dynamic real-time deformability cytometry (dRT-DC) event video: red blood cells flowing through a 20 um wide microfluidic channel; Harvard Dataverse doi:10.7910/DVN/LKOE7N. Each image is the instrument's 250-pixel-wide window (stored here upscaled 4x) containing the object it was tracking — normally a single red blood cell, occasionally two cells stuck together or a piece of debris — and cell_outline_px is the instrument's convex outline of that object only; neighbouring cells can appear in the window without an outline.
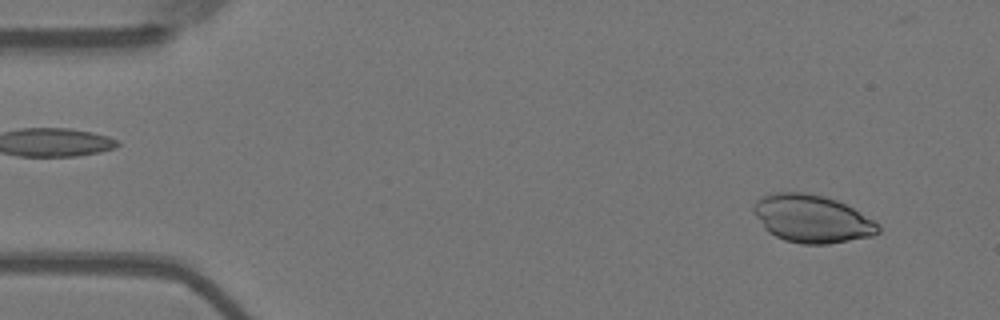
{"species": "Egyptian fruit bat (a non-hibernating species)", "species_latin": "Rousettus aegyptiacus", "temperature_condition": "warm", "stored_images_in_passage": 54, "camera_frame_rate_fps": 3000, "um_per_image_px": 0.085, "animal": {"sex": "female"}, "frame": {"image": 1, "passage_image": 4, "time_ms": 1.0, "image_size_px": [1000, 320], "cell_outline_px": [[880, 232], [872, 236], [828, 244], [800, 244], [784, 240], [768, 232], [764, 228], [752, 212], [752, 204], [756, 200], [764, 196], [776, 192], [804, 192], [824, 196], [836, 200], [852, 208], [880, 224]], "centroid_in_image_um": [68.99, 18.6], "position_along_channel_um": 16.0, "area_um2": 34.74}}